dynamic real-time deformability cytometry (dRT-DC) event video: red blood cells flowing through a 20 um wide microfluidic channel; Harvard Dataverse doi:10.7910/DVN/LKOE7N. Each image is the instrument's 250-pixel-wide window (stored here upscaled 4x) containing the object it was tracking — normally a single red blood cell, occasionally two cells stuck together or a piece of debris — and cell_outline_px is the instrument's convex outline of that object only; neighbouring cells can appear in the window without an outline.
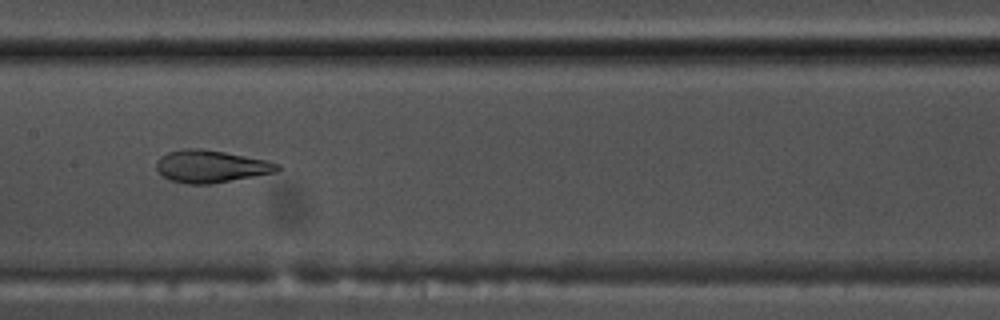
{"species": "common noctule bat (a hibernating species)", "species_latin": "Nyctalus noctula", "temperature_condition": "warm", "stored_images_in_passage": 54, "camera_frame_rate_fps": 3000, "um_per_image_px": 0.085, "animal": {"sex": "male", "body_mass_g": 17.5, "forearm_length_mm": 52.3}, "frame": {"image": 1, "passage_image": 27, "time_ms": 8.667, "image_size_px": [1000, 320], "cell_outline_px": [[280, 168], [276, 172], [212, 184], [188, 184], [172, 180], [164, 176], [156, 168], [156, 164], [160, 156], [168, 152], [184, 148], [200, 148], [224, 152], [268, 160], [280, 164]], "centroid_in_image_um": [17.95, 14.13], "position_along_channel_um": 189.5, "area_um2": 22.77}}
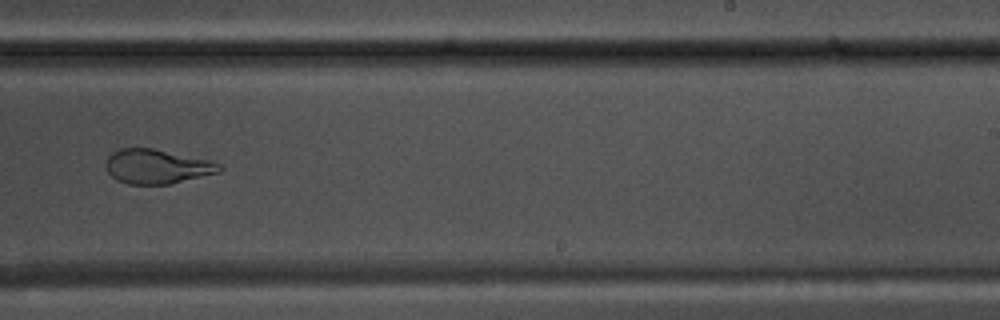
{"frame": {"image": 2, "passage_image": 34, "time_ms": 11.0, "image_size_px": [1000, 320], "cell_outline_px": [[224, 168], [220, 172], [168, 184], [128, 184], [116, 180], [108, 172], [104, 164], [108, 156], [112, 152], [120, 148], [152, 148], [212, 160], [220, 164]], "centroid_in_image_um": [13.34, 14.14], "position_along_channel_um": 275.7, "area_um2": 22.89}}
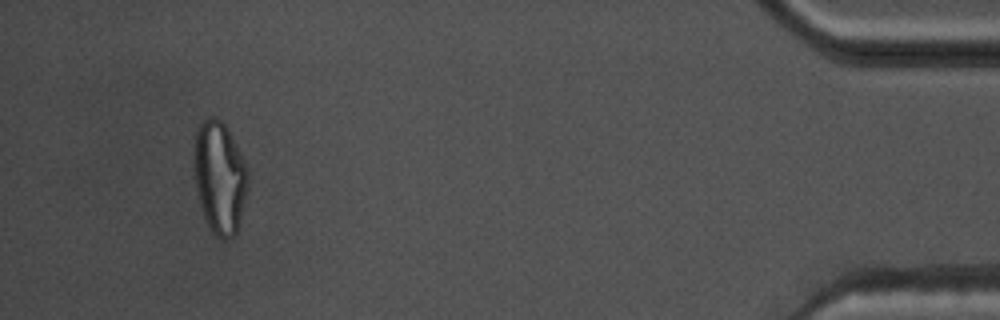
{"frame": {"image": 3, "passage_image": 51, "time_ms": 16.667, "image_size_px": [1000, 320], "cell_outline_px": [[248, 184], [240, 228], [236, 236], [224, 240], [216, 236], [212, 232], [204, 220], [196, 188], [192, 160], [196, 128], [208, 116], [216, 116], [228, 128], [248, 168]], "centroid_in_image_um": [18.67, 15.1], "position_along_channel_um": 416.5, "area_um2": 36.24}, "authors_computed_cell_mechanics": {"area_um2": 25.6343, "velocity_mm_per_s": 3.706, "shape_relaxation_time_tau1_ms": null, "shape_relaxation_time_tau2_ms": 1.2894, "deformation_change_tau1": null, "deformation_change_tau2": 0.0645}}